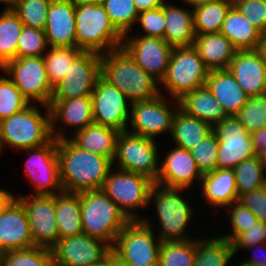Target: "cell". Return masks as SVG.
I'll use <instances>...</instances> for the list:
<instances>
[{
	"mask_svg": "<svg viewBox=\"0 0 266 266\" xmlns=\"http://www.w3.org/2000/svg\"><path fill=\"white\" fill-rule=\"evenodd\" d=\"M256 249V248H255ZM254 256V255H253ZM263 256V257H261ZM260 257H252L250 259H246V261L244 260V262L253 265V266H266V255H261Z\"/></svg>",
	"mask_w": 266,
	"mask_h": 266,
	"instance_id": "cell-56",
	"label": "cell"
},
{
	"mask_svg": "<svg viewBox=\"0 0 266 266\" xmlns=\"http://www.w3.org/2000/svg\"><path fill=\"white\" fill-rule=\"evenodd\" d=\"M128 36L124 35L122 47L145 72L160 82L169 65L173 47L159 37Z\"/></svg>",
	"mask_w": 266,
	"mask_h": 266,
	"instance_id": "cell-19",
	"label": "cell"
},
{
	"mask_svg": "<svg viewBox=\"0 0 266 266\" xmlns=\"http://www.w3.org/2000/svg\"><path fill=\"white\" fill-rule=\"evenodd\" d=\"M266 94L248 97L246 104L235 115L251 134L266 126Z\"/></svg>",
	"mask_w": 266,
	"mask_h": 266,
	"instance_id": "cell-43",
	"label": "cell"
},
{
	"mask_svg": "<svg viewBox=\"0 0 266 266\" xmlns=\"http://www.w3.org/2000/svg\"><path fill=\"white\" fill-rule=\"evenodd\" d=\"M1 69L29 102L32 99L44 109L50 105L54 88L48 80L43 56L16 58Z\"/></svg>",
	"mask_w": 266,
	"mask_h": 266,
	"instance_id": "cell-11",
	"label": "cell"
},
{
	"mask_svg": "<svg viewBox=\"0 0 266 266\" xmlns=\"http://www.w3.org/2000/svg\"><path fill=\"white\" fill-rule=\"evenodd\" d=\"M111 23L124 36L136 24L138 11L133 0H102Z\"/></svg>",
	"mask_w": 266,
	"mask_h": 266,
	"instance_id": "cell-41",
	"label": "cell"
},
{
	"mask_svg": "<svg viewBox=\"0 0 266 266\" xmlns=\"http://www.w3.org/2000/svg\"><path fill=\"white\" fill-rule=\"evenodd\" d=\"M3 150V145H2V141H1V137H0V153Z\"/></svg>",
	"mask_w": 266,
	"mask_h": 266,
	"instance_id": "cell-62",
	"label": "cell"
},
{
	"mask_svg": "<svg viewBox=\"0 0 266 266\" xmlns=\"http://www.w3.org/2000/svg\"><path fill=\"white\" fill-rule=\"evenodd\" d=\"M137 22H140L147 37H159L164 39L165 34V14L163 6L139 13Z\"/></svg>",
	"mask_w": 266,
	"mask_h": 266,
	"instance_id": "cell-49",
	"label": "cell"
},
{
	"mask_svg": "<svg viewBox=\"0 0 266 266\" xmlns=\"http://www.w3.org/2000/svg\"><path fill=\"white\" fill-rule=\"evenodd\" d=\"M30 105L10 78L0 77V121Z\"/></svg>",
	"mask_w": 266,
	"mask_h": 266,
	"instance_id": "cell-44",
	"label": "cell"
},
{
	"mask_svg": "<svg viewBox=\"0 0 266 266\" xmlns=\"http://www.w3.org/2000/svg\"><path fill=\"white\" fill-rule=\"evenodd\" d=\"M233 5L246 19L266 35V1L265 0H238Z\"/></svg>",
	"mask_w": 266,
	"mask_h": 266,
	"instance_id": "cell-48",
	"label": "cell"
},
{
	"mask_svg": "<svg viewBox=\"0 0 266 266\" xmlns=\"http://www.w3.org/2000/svg\"><path fill=\"white\" fill-rule=\"evenodd\" d=\"M259 50L262 52L265 63H266V35H264L263 37Z\"/></svg>",
	"mask_w": 266,
	"mask_h": 266,
	"instance_id": "cell-59",
	"label": "cell"
},
{
	"mask_svg": "<svg viewBox=\"0 0 266 266\" xmlns=\"http://www.w3.org/2000/svg\"><path fill=\"white\" fill-rule=\"evenodd\" d=\"M218 138L217 168L234 169L255 155L250 133L236 116H227L213 127Z\"/></svg>",
	"mask_w": 266,
	"mask_h": 266,
	"instance_id": "cell-13",
	"label": "cell"
},
{
	"mask_svg": "<svg viewBox=\"0 0 266 266\" xmlns=\"http://www.w3.org/2000/svg\"><path fill=\"white\" fill-rule=\"evenodd\" d=\"M55 215L59 239L83 233L79 193L55 194Z\"/></svg>",
	"mask_w": 266,
	"mask_h": 266,
	"instance_id": "cell-33",
	"label": "cell"
},
{
	"mask_svg": "<svg viewBox=\"0 0 266 266\" xmlns=\"http://www.w3.org/2000/svg\"><path fill=\"white\" fill-rule=\"evenodd\" d=\"M186 3L193 6V8L207 4L209 2L217 1V0H184Z\"/></svg>",
	"mask_w": 266,
	"mask_h": 266,
	"instance_id": "cell-57",
	"label": "cell"
},
{
	"mask_svg": "<svg viewBox=\"0 0 266 266\" xmlns=\"http://www.w3.org/2000/svg\"><path fill=\"white\" fill-rule=\"evenodd\" d=\"M0 2H3L5 3V5L7 4L5 10H13L17 3H18V0H0Z\"/></svg>",
	"mask_w": 266,
	"mask_h": 266,
	"instance_id": "cell-58",
	"label": "cell"
},
{
	"mask_svg": "<svg viewBox=\"0 0 266 266\" xmlns=\"http://www.w3.org/2000/svg\"><path fill=\"white\" fill-rule=\"evenodd\" d=\"M178 101L179 108L186 114L203 120L212 127L228 116L206 85L187 92Z\"/></svg>",
	"mask_w": 266,
	"mask_h": 266,
	"instance_id": "cell-29",
	"label": "cell"
},
{
	"mask_svg": "<svg viewBox=\"0 0 266 266\" xmlns=\"http://www.w3.org/2000/svg\"><path fill=\"white\" fill-rule=\"evenodd\" d=\"M100 55L102 77L116 86L128 102L148 101L162 94L157 87L159 81L145 72L123 47Z\"/></svg>",
	"mask_w": 266,
	"mask_h": 266,
	"instance_id": "cell-2",
	"label": "cell"
},
{
	"mask_svg": "<svg viewBox=\"0 0 266 266\" xmlns=\"http://www.w3.org/2000/svg\"><path fill=\"white\" fill-rule=\"evenodd\" d=\"M206 86L228 116H235L247 102V94L229 70L210 71Z\"/></svg>",
	"mask_w": 266,
	"mask_h": 266,
	"instance_id": "cell-25",
	"label": "cell"
},
{
	"mask_svg": "<svg viewBox=\"0 0 266 266\" xmlns=\"http://www.w3.org/2000/svg\"><path fill=\"white\" fill-rule=\"evenodd\" d=\"M195 240L161 242L158 266H193Z\"/></svg>",
	"mask_w": 266,
	"mask_h": 266,
	"instance_id": "cell-40",
	"label": "cell"
},
{
	"mask_svg": "<svg viewBox=\"0 0 266 266\" xmlns=\"http://www.w3.org/2000/svg\"><path fill=\"white\" fill-rule=\"evenodd\" d=\"M0 266H56L50 248L35 246L0 254Z\"/></svg>",
	"mask_w": 266,
	"mask_h": 266,
	"instance_id": "cell-38",
	"label": "cell"
},
{
	"mask_svg": "<svg viewBox=\"0 0 266 266\" xmlns=\"http://www.w3.org/2000/svg\"><path fill=\"white\" fill-rule=\"evenodd\" d=\"M15 198L12 193L7 190L0 189V215L3 212L4 208Z\"/></svg>",
	"mask_w": 266,
	"mask_h": 266,
	"instance_id": "cell-54",
	"label": "cell"
},
{
	"mask_svg": "<svg viewBox=\"0 0 266 266\" xmlns=\"http://www.w3.org/2000/svg\"><path fill=\"white\" fill-rule=\"evenodd\" d=\"M231 211L230 219L232 225V233L220 237L225 238L232 242L240 233L248 230L251 226L255 225L259 220L258 218L242 203L236 201L228 206Z\"/></svg>",
	"mask_w": 266,
	"mask_h": 266,
	"instance_id": "cell-47",
	"label": "cell"
},
{
	"mask_svg": "<svg viewBox=\"0 0 266 266\" xmlns=\"http://www.w3.org/2000/svg\"><path fill=\"white\" fill-rule=\"evenodd\" d=\"M101 76V55L82 51L69 65L64 78L54 87L51 100L91 96Z\"/></svg>",
	"mask_w": 266,
	"mask_h": 266,
	"instance_id": "cell-12",
	"label": "cell"
},
{
	"mask_svg": "<svg viewBox=\"0 0 266 266\" xmlns=\"http://www.w3.org/2000/svg\"><path fill=\"white\" fill-rule=\"evenodd\" d=\"M43 55L49 82L54 88L64 78L72 61L83 51L78 47H51Z\"/></svg>",
	"mask_w": 266,
	"mask_h": 266,
	"instance_id": "cell-39",
	"label": "cell"
},
{
	"mask_svg": "<svg viewBox=\"0 0 266 266\" xmlns=\"http://www.w3.org/2000/svg\"><path fill=\"white\" fill-rule=\"evenodd\" d=\"M138 13L159 8L164 5V0H133Z\"/></svg>",
	"mask_w": 266,
	"mask_h": 266,
	"instance_id": "cell-53",
	"label": "cell"
},
{
	"mask_svg": "<svg viewBox=\"0 0 266 266\" xmlns=\"http://www.w3.org/2000/svg\"><path fill=\"white\" fill-rule=\"evenodd\" d=\"M231 0H217L193 9L194 31L196 35L218 33L230 7Z\"/></svg>",
	"mask_w": 266,
	"mask_h": 266,
	"instance_id": "cell-35",
	"label": "cell"
},
{
	"mask_svg": "<svg viewBox=\"0 0 266 266\" xmlns=\"http://www.w3.org/2000/svg\"><path fill=\"white\" fill-rule=\"evenodd\" d=\"M202 174L217 169L218 138L214 131L208 134L200 143L190 150Z\"/></svg>",
	"mask_w": 266,
	"mask_h": 266,
	"instance_id": "cell-45",
	"label": "cell"
},
{
	"mask_svg": "<svg viewBox=\"0 0 266 266\" xmlns=\"http://www.w3.org/2000/svg\"><path fill=\"white\" fill-rule=\"evenodd\" d=\"M93 121L119 132L128 131L129 111L127 97L102 76L91 95Z\"/></svg>",
	"mask_w": 266,
	"mask_h": 266,
	"instance_id": "cell-15",
	"label": "cell"
},
{
	"mask_svg": "<svg viewBox=\"0 0 266 266\" xmlns=\"http://www.w3.org/2000/svg\"><path fill=\"white\" fill-rule=\"evenodd\" d=\"M24 206L34 245L52 248L59 239L55 215V195L33 194L16 197Z\"/></svg>",
	"mask_w": 266,
	"mask_h": 266,
	"instance_id": "cell-17",
	"label": "cell"
},
{
	"mask_svg": "<svg viewBox=\"0 0 266 266\" xmlns=\"http://www.w3.org/2000/svg\"><path fill=\"white\" fill-rule=\"evenodd\" d=\"M202 176L190 150L176 146L159 164V174L155 184L169 188L187 189L193 185L196 178L201 181Z\"/></svg>",
	"mask_w": 266,
	"mask_h": 266,
	"instance_id": "cell-22",
	"label": "cell"
},
{
	"mask_svg": "<svg viewBox=\"0 0 266 266\" xmlns=\"http://www.w3.org/2000/svg\"><path fill=\"white\" fill-rule=\"evenodd\" d=\"M154 139L130 133L119 132L116 139L115 156L120 170L145 175L156 182L159 174L158 146Z\"/></svg>",
	"mask_w": 266,
	"mask_h": 266,
	"instance_id": "cell-10",
	"label": "cell"
},
{
	"mask_svg": "<svg viewBox=\"0 0 266 266\" xmlns=\"http://www.w3.org/2000/svg\"><path fill=\"white\" fill-rule=\"evenodd\" d=\"M51 115V132L56 140L63 139L65 136L55 129V122L61 120L65 127H76L75 131H79L93 124V108L91 96L77 97L65 100L50 101Z\"/></svg>",
	"mask_w": 266,
	"mask_h": 266,
	"instance_id": "cell-24",
	"label": "cell"
},
{
	"mask_svg": "<svg viewBox=\"0 0 266 266\" xmlns=\"http://www.w3.org/2000/svg\"><path fill=\"white\" fill-rule=\"evenodd\" d=\"M228 70L248 97L266 94V63L259 49L237 51Z\"/></svg>",
	"mask_w": 266,
	"mask_h": 266,
	"instance_id": "cell-21",
	"label": "cell"
},
{
	"mask_svg": "<svg viewBox=\"0 0 266 266\" xmlns=\"http://www.w3.org/2000/svg\"><path fill=\"white\" fill-rule=\"evenodd\" d=\"M238 201L248 208L260 222L266 223V185L240 196Z\"/></svg>",
	"mask_w": 266,
	"mask_h": 266,
	"instance_id": "cell-51",
	"label": "cell"
},
{
	"mask_svg": "<svg viewBox=\"0 0 266 266\" xmlns=\"http://www.w3.org/2000/svg\"><path fill=\"white\" fill-rule=\"evenodd\" d=\"M130 111V127L135 135L152 138L156 135L170 132L176 110L167 105L166 99L160 94L158 97L148 101L132 102Z\"/></svg>",
	"mask_w": 266,
	"mask_h": 266,
	"instance_id": "cell-18",
	"label": "cell"
},
{
	"mask_svg": "<svg viewBox=\"0 0 266 266\" xmlns=\"http://www.w3.org/2000/svg\"><path fill=\"white\" fill-rule=\"evenodd\" d=\"M30 152L25 163L26 176L35 186V194L55 195L63 191L60 182L57 140L52 138L48 143L25 149Z\"/></svg>",
	"mask_w": 266,
	"mask_h": 266,
	"instance_id": "cell-14",
	"label": "cell"
},
{
	"mask_svg": "<svg viewBox=\"0 0 266 266\" xmlns=\"http://www.w3.org/2000/svg\"><path fill=\"white\" fill-rule=\"evenodd\" d=\"M237 266H253V265H250V264L243 261V262H241V264L239 263Z\"/></svg>",
	"mask_w": 266,
	"mask_h": 266,
	"instance_id": "cell-60",
	"label": "cell"
},
{
	"mask_svg": "<svg viewBox=\"0 0 266 266\" xmlns=\"http://www.w3.org/2000/svg\"><path fill=\"white\" fill-rule=\"evenodd\" d=\"M265 169L266 160L259 156L246 159L233 169L238 197L266 185Z\"/></svg>",
	"mask_w": 266,
	"mask_h": 266,
	"instance_id": "cell-37",
	"label": "cell"
},
{
	"mask_svg": "<svg viewBox=\"0 0 266 266\" xmlns=\"http://www.w3.org/2000/svg\"><path fill=\"white\" fill-rule=\"evenodd\" d=\"M112 170L113 167L108 172L102 190L129 220H142L133 210L149 205V195L155 182L139 173L118 168L112 173Z\"/></svg>",
	"mask_w": 266,
	"mask_h": 266,
	"instance_id": "cell-8",
	"label": "cell"
},
{
	"mask_svg": "<svg viewBox=\"0 0 266 266\" xmlns=\"http://www.w3.org/2000/svg\"><path fill=\"white\" fill-rule=\"evenodd\" d=\"M220 32L238 51L259 49L264 37L234 5L227 12Z\"/></svg>",
	"mask_w": 266,
	"mask_h": 266,
	"instance_id": "cell-27",
	"label": "cell"
},
{
	"mask_svg": "<svg viewBox=\"0 0 266 266\" xmlns=\"http://www.w3.org/2000/svg\"><path fill=\"white\" fill-rule=\"evenodd\" d=\"M60 182L63 191L80 193L102 189L112 162L77 147L67 137L57 140Z\"/></svg>",
	"mask_w": 266,
	"mask_h": 266,
	"instance_id": "cell-1",
	"label": "cell"
},
{
	"mask_svg": "<svg viewBox=\"0 0 266 266\" xmlns=\"http://www.w3.org/2000/svg\"><path fill=\"white\" fill-rule=\"evenodd\" d=\"M266 246V223L258 221L255 225L251 226L248 230L240 233L233 241L232 248L234 254L238 249H254L258 245ZM254 247V248H253ZM266 249V247H265Z\"/></svg>",
	"mask_w": 266,
	"mask_h": 266,
	"instance_id": "cell-50",
	"label": "cell"
},
{
	"mask_svg": "<svg viewBox=\"0 0 266 266\" xmlns=\"http://www.w3.org/2000/svg\"><path fill=\"white\" fill-rule=\"evenodd\" d=\"M52 0H18L13 11L24 26L44 30Z\"/></svg>",
	"mask_w": 266,
	"mask_h": 266,
	"instance_id": "cell-42",
	"label": "cell"
},
{
	"mask_svg": "<svg viewBox=\"0 0 266 266\" xmlns=\"http://www.w3.org/2000/svg\"><path fill=\"white\" fill-rule=\"evenodd\" d=\"M75 28L77 47L83 51L102 54L122 47L124 36L101 3L75 0Z\"/></svg>",
	"mask_w": 266,
	"mask_h": 266,
	"instance_id": "cell-3",
	"label": "cell"
},
{
	"mask_svg": "<svg viewBox=\"0 0 266 266\" xmlns=\"http://www.w3.org/2000/svg\"><path fill=\"white\" fill-rule=\"evenodd\" d=\"M149 219L130 220L118 234L111 252L123 266H158L161 240H154Z\"/></svg>",
	"mask_w": 266,
	"mask_h": 266,
	"instance_id": "cell-6",
	"label": "cell"
},
{
	"mask_svg": "<svg viewBox=\"0 0 266 266\" xmlns=\"http://www.w3.org/2000/svg\"><path fill=\"white\" fill-rule=\"evenodd\" d=\"M50 47H77L75 0H52L45 26Z\"/></svg>",
	"mask_w": 266,
	"mask_h": 266,
	"instance_id": "cell-23",
	"label": "cell"
},
{
	"mask_svg": "<svg viewBox=\"0 0 266 266\" xmlns=\"http://www.w3.org/2000/svg\"><path fill=\"white\" fill-rule=\"evenodd\" d=\"M163 11L166 20L164 40L173 48L193 46L196 37L193 11L166 2Z\"/></svg>",
	"mask_w": 266,
	"mask_h": 266,
	"instance_id": "cell-30",
	"label": "cell"
},
{
	"mask_svg": "<svg viewBox=\"0 0 266 266\" xmlns=\"http://www.w3.org/2000/svg\"><path fill=\"white\" fill-rule=\"evenodd\" d=\"M45 117L35 105H28L22 111L0 121L2 145L22 149L39 147L52 138L50 108H45Z\"/></svg>",
	"mask_w": 266,
	"mask_h": 266,
	"instance_id": "cell-5",
	"label": "cell"
},
{
	"mask_svg": "<svg viewBox=\"0 0 266 266\" xmlns=\"http://www.w3.org/2000/svg\"><path fill=\"white\" fill-rule=\"evenodd\" d=\"M232 242L222 237L197 240L193 266H227L234 256Z\"/></svg>",
	"mask_w": 266,
	"mask_h": 266,
	"instance_id": "cell-34",
	"label": "cell"
},
{
	"mask_svg": "<svg viewBox=\"0 0 266 266\" xmlns=\"http://www.w3.org/2000/svg\"><path fill=\"white\" fill-rule=\"evenodd\" d=\"M193 47L210 71L228 70L238 51L221 32L196 35Z\"/></svg>",
	"mask_w": 266,
	"mask_h": 266,
	"instance_id": "cell-26",
	"label": "cell"
},
{
	"mask_svg": "<svg viewBox=\"0 0 266 266\" xmlns=\"http://www.w3.org/2000/svg\"><path fill=\"white\" fill-rule=\"evenodd\" d=\"M210 70L193 46L174 47L164 77L159 83L179 100L184 94L206 85Z\"/></svg>",
	"mask_w": 266,
	"mask_h": 266,
	"instance_id": "cell-7",
	"label": "cell"
},
{
	"mask_svg": "<svg viewBox=\"0 0 266 266\" xmlns=\"http://www.w3.org/2000/svg\"><path fill=\"white\" fill-rule=\"evenodd\" d=\"M79 195L83 233L112 247L130 220L102 189L83 191Z\"/></svg>",
	"mask_w": 266,
	"mask_h": 266,
	"instance_id": "cell-4",
	"label": "cell"
},
{
	"mask_svg": "<svg viewBox=\"0 0 266 266\" xmlns=\"http://www.w3.org/2000/svg\"><path fill=\"white\" fill-rule=\"evenodd\" d=\"M23 23L13 10H5L0 15V69L17 58V42Z\"/></svg>",
	"mask_w": 266,
	"mask_h": 266,
	"instance_id": "cell-36",
	"label": "cell"
},
{
	"mask_svg": "<svg viewBox=\"0 0 266 266\" xmlns=\"http://www.w3.org/2000/svg\"><path fill=\"white\" fill-rule=\"evenodd\" d=\"M47 47L45 30L23 26L17 42V58L43 56Z\"/></svg>",
	"mask_w": 266,
	"mask_h": 266,
	"instance_id": "cell-46",
	"label": "cell"
},
{
	"mask_svg": "<svg viewBox=\"0 0 266 266\" xmlns=\"http://www.w3.org/2000/svg\"><path fill=\"white\" fill-rule=\"evenodd\" d=\"M174 100L178 109L174 114L170 135L177 147L191 150L213 131V127L203 120L186 114L179 108V101Z\"/></svg>",
	"mask_w": 266,
	"mask_h": 266,
	"instance_id": "cell-32",
	"label": "cell"
},
{
	"mask_svg": "<svg viewBox=\"0 0 266 266\" xmlns=\"http://www.w3.org/2000/svg\"><path fill=\"white\" fill-rule=\"evenodd\" d=\"M56 266H90L101 262L111 253L106 242L81 233L58 239L51 248Z\"/></svg>",
	"mask_w": 266,
	"mask_h": 266,
	"instance_id": "cell-16",
	"label": "cell"
},
{
	"mask_svg": "<svg viewBox=\"0 0 266 266\" xmlns=\"http://www.w3.org/2000/svg\"><path fill=\"white\" fill-rule=\"evenodd\" d=\"M81 1L98 2V3L102 2V0H81Z\"/></svg>",
	"mask_w": 266,
	"mask_h": 266,
	"instance_id": "cell-61",
	"label": "cell"
},
{
	"mask_svg": "<svg viewBox=\"0 0 266 266\" xmlns=\"http://www.w3.org/2000/svg\"><path fill=\"white\" fill-rule=\"evenodd\" d=\"M35 247L23 204L14 198L0 215V254Z\"/></svg>",
	"mask_w": 266,
	"mask_h": 266,
	"instance_id": "cell-20",
	"label": "cell"
},
{
	"mask_svg": "<svg viewBox=\"0 0 266 266\" xmlns=\"http://www.w3.org/2000/svg\"><path fill=\"white\" fill-rule=\"evenodd\" d=\"M118 134L119 131L113 128L93 123L77 131L70 140L80 149L99 154L112 162Z\"/></svg>",
	"mask_w": 266,
	"mask_h": 266,
	"instance_id": "cell-31",
	"label": "cell"
},
{
	"mask_svg": "<svg viewBox=\"0 0 266 266\" xmlns=\"http://www.w3.org/2000/svg\"><path fill=\"white\" fill-rule=\"evenodd\" d=\"M256 156L266 160V126L250 134Z\"/></svg>",
	"mask_w": 266,
	"mask_h": 266,
	"instance_id": "cell-52",
	"label": "cell"
},
{
	"mask_svg": "<svg viewBox=\"0 0 266 266\" xmlns=\"http://www.w3.org/2000/svg\"><path fill=\"white\" fill-rule=\"evenodd\" d=\"M183 188H169L154 184L150 195L155 202L157 216L160 222L161 234L158 238L161 242L183 241L192 239L185 234L189 220L192 216V207L183 199L178 192Z\"/></svg>",
	"mask_w": 266,
	"mask_h": 266,
	"instance_id": "cell-9",
	"label": "cell"
},
{
	"mask_svg": "<svg viewBox=\"0 0 266 266\" xmlns=\"http://www.w3.org/2000/svg\"><path fill=\"white\" fill-rule=\"evenodd\" d=\"M204 199L215 207H228L238 201L235 172L220 169L203 174L201 182Z\"/></svg>",
	"mask_w": 266,
	"mask_h": 266,
	"instance_id": "cell-28",
	"label": "cell"
},
{
	"mask_svg": "<svg viewBox=\"0 0 266 266\" xmlns=\"http://www.w3.org/2000/svg\"><path fill=\"white\" fill-rule=\"evenodd\" d=\"M118 262L115 255L111 252L106 258L101 262L90 265V266H117Z\"/></svg>",
	"mask_w": 266,
	"mask_h": 266,
	"instance_id": "cell-55",
	"label": "cell"
}]
</instances>
